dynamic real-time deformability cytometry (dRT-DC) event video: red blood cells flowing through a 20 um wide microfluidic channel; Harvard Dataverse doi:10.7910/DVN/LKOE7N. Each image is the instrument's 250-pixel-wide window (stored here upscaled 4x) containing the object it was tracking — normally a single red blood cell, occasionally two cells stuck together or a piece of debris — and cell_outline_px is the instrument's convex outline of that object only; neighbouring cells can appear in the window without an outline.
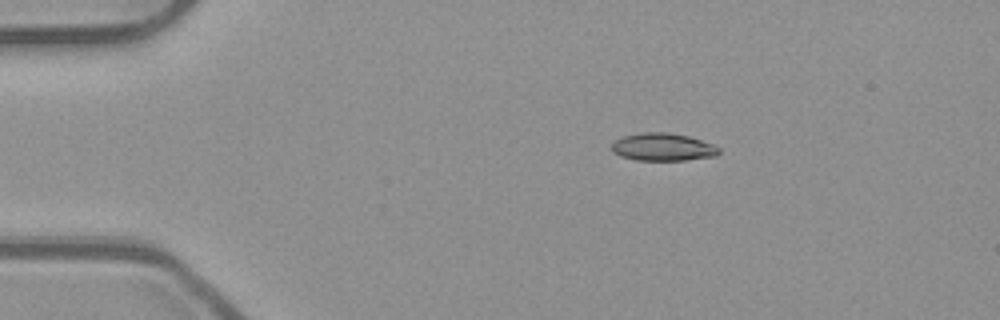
{"species": "common noctule bat (a hibernating species)", "species_latin": "Nyctalus noctula", "temperature_condition": "room temperature", "stored_images_in_passage": 44, "camera_frame_rate_fps": 3000, "um_per_image_px": 0.085, "animal": {"sex": "male", "body_mass_g": 23.1, "forearm_length_mm": 52.7}, "frame": {"image": 1, "passage_image": 1, "time_ms": 0.0, "image_size_px": [1000, 320], "cell_outline_px": [[720, 152], [716, 156], [684, 160], [636, 160], [620, 156], [612, 152], [612, 140], [620, 136], [640, 132], [668, 132], [688, 136], [712, 144], [720, 148]], "centroid_in_image_um": [56.29, 12.49], "position_along_channel_um": 28.7, "area_um2": 17.51}}
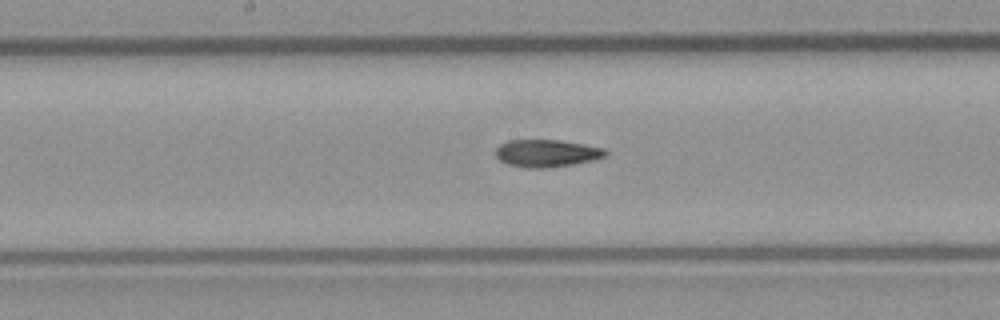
{"frame": {"image": 2, "passage_image": 19, "time_ms": 6.0, "image_size_px": [1000, 320], "cell_outline_px": [[608, 156], [592, 160], [572, 164], [544, 168], [524, 168], [508, 164], [500, 160], [496, 156], [496, 148], [500, 144], [508, 140], [560, 140], [584, 144], [604, 148], [608, 152]], "centroid_in_image_um": [46.47, 13.02], "position_along_channel_um": 201.7, "area_um2": 17.57}}
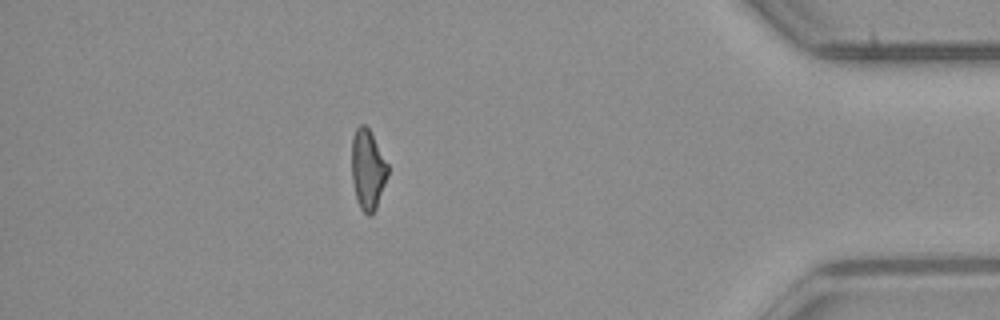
{"frame": {"image": 3, "passage_image": 38, "time_ms": 12.333, "image_size_px": [1000, 320], "cell_outline_px": [[388, 176], [376, 208], [372, 216], [368, 216], [360, 208], [356, 200], [352, 180], [352, 136], [356, 128], [360, 124], [364, 124], [368, 128], [388, 164]], "centroid_in_image_um": [31.25, 14.44], "position_along_channel_um": 403.9, "area_um2": 16.88}, "authors_computed_cell_mechanics": {"area_um2": 17.5134, "velocity_mm_per_s": 3.9131, "shape_relaxation_time_tau1_ms": 6.6548, "shape_relaxation_time_tau2_ms": 4.8489, "deformation_change_tau1": 0.1643, "deformation_change_tau2": 0.1344}}